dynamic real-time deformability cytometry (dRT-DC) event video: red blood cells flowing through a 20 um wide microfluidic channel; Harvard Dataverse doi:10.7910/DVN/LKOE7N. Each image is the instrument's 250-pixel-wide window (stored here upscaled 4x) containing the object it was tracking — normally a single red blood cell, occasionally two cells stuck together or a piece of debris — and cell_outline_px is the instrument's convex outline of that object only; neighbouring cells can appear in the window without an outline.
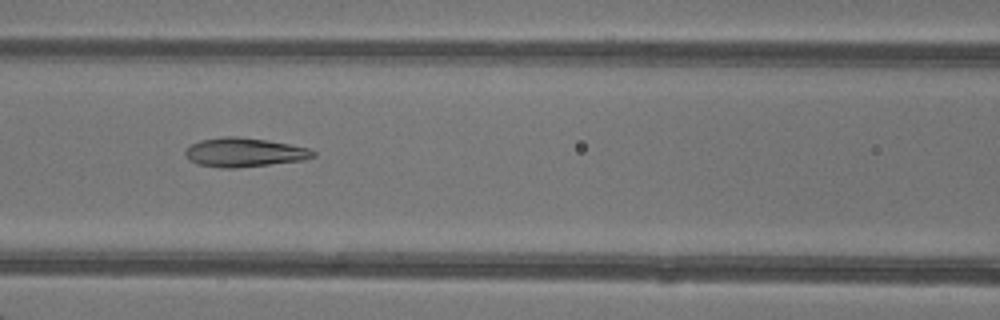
{"species": "common noctule bat (a hibernating species)", "species_latin": "Nyctalus noctula", "temperature_condition": "warm", "stored_images_in_passage": 31, "camera_frame_rate_fps": 3000, "um_per_image_px": 0.085, "animal": {"sex": "female"}, "frame": {"image": 1, "passage_image": 7, "time_ms": 2.0, "image_size_px": [1000, 320], "cell_outline_px": [[316, 156], [304, 160], [236, 168], [224, 168], [200, 164], [192, 160], [184, 152], [184, 148], [200, 140], [224, 136], [236, 136], [268, 140], [308, 148], [316, 152]], "centroid_in_image_um": [20.79, 12.94], "position_along_channel_um": 145.8, "area_um2": 21.44}}
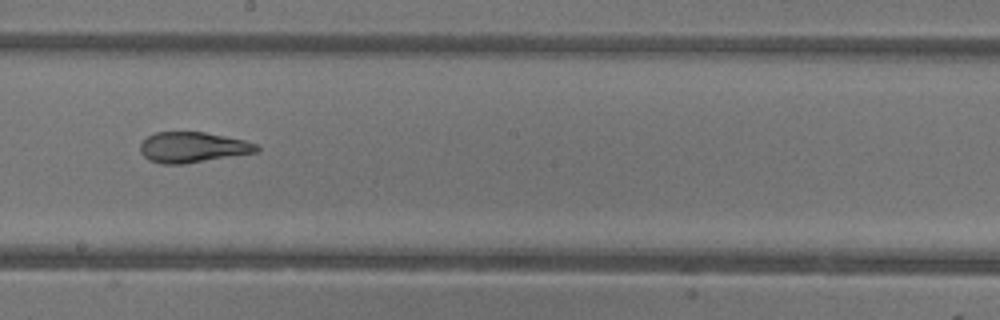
{"frame": {"image": 2, "passage_image": 13, "time_ms": 4.0, "image_size_px": [1000, 320], "cell_outline_px": [[260, 148], [256, 152], [184, 164], [164, 164], [148, 160], [140, 152], [140, 144], [148, 136], [156, 132], [204, 132], [244, 140], [256, 144]], "centroid_in_image_um": [16.35, 12.52], "position_along_channel_um": 231.9, "area_um2": 20.52}}
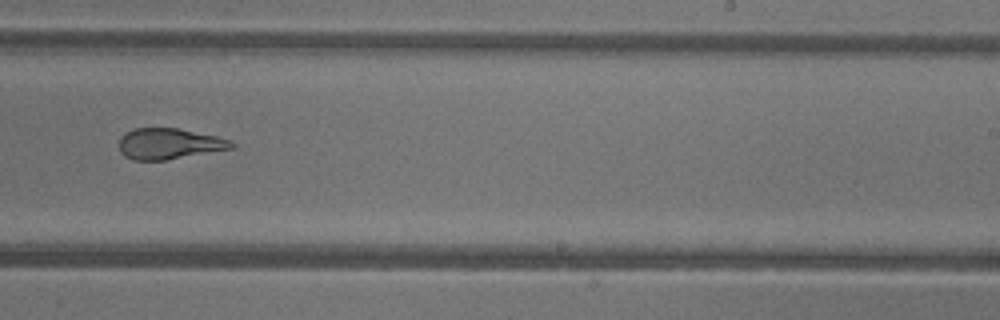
{"frame": {"image": 3, "passage_image": 16, "time_ms": 5.0, "image_size_px": [1000, 320], "cell_outline_px": [[236, 144], [232, 148], [164, 160], [132, 160], [124, 156], [120, 152], [120, 136], [136, 128], [180, 128], [216, 136], [232, 140]], "centroid_in_image_um": [14.38, 12.21], "position_along_channel_um": 274.6, "area_um2": 20.11}, "authors_computed_cell_mechanics": {"area_um2": 21.5016, "velocity_mm_per_s": 4.302, "shape_relaxation_time_tau1_ms": 10.2717, "shape_relaxation_time_tau2_ms": 1.6184, "deformation_change_tau1": 0.3329, "deformation_change_tau2": 0.073}}